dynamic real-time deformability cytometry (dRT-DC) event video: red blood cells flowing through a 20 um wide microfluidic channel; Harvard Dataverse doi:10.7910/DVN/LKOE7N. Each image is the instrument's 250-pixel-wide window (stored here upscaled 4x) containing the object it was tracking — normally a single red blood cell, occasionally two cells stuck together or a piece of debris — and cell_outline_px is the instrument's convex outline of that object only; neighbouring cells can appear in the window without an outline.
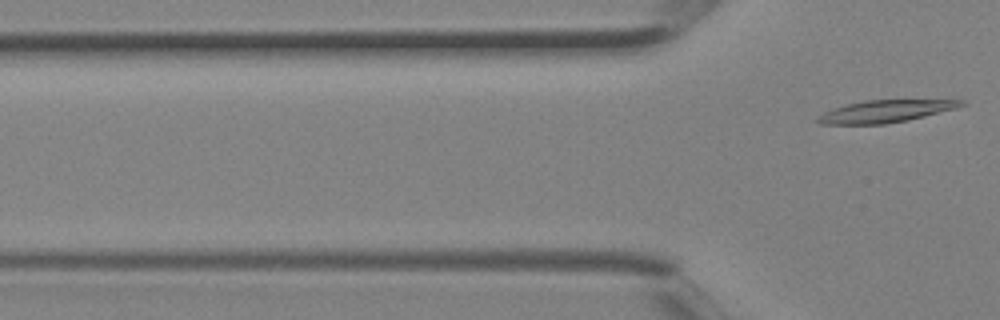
{"species": "Egyptian fruit bat (a non-hibernating species)", "species_latin": "Rousettus aegyptiacus", "temperature_condition": "room temperature", "stored_images_in_passage": 3, "camera_frame_rate_fps": 3000, "um_per_image_px": 0.085, "animal": {"sex": "female"}, "frame": {"image": 1, "passage_image": 3, "time_ms": 0.667, "image_size_px": [1000, 320], "cell_outline_px": [[968, 104], [956, 108], [908, 120], [884, 124], [820, 124], [816, 120], [824, 112], [848, 104], [864, 100], [964, 100]], "centroid_in_image_um": [75.3, 9.46], "position_along_channel_um": 50.5, "area_um2": 18.32}}